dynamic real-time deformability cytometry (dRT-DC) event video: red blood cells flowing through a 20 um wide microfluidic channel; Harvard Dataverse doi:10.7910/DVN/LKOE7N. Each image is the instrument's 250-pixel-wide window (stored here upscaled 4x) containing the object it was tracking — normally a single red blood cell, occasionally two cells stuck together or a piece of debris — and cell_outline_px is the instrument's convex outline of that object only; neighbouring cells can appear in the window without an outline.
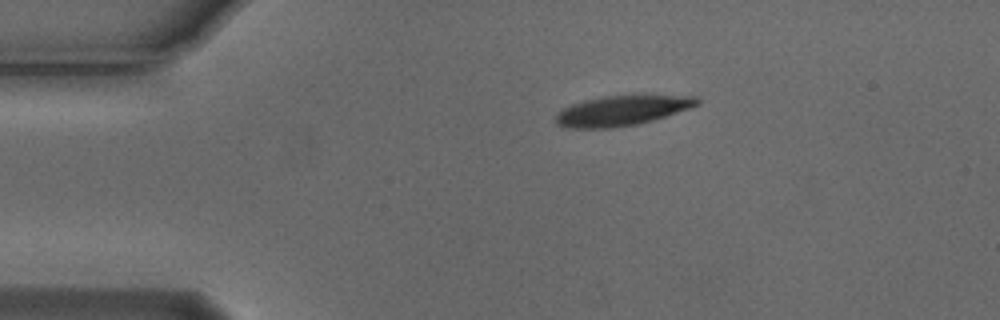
{"species": "Egyptian fruit bat (a non-hibernating species)", "species_latin": "Rousettus aegyptiacus", "temperature_condition": "cold", "stored_images_in_passage": 2, "camera_frame_rate_fps": 3000, "um_per_image_px": 0.085, "animal": {"sex": "male"}, "frame": {"image": 1, "passage_image": 1, "time_ms": 0.0, "image_size_px": [1000, 320], "cell_outline_px": [[700, 104], [652, 120], [636, 124], [608, 128], [572, 128], [556, 124], [556, 112], [560, 108], [584, 100], [600, 96], [644, 92], [696, 96], [700, 100]], "centroid_in_image_um": [52.9, 9.33], "position_along_channel_um": 32.1, "area_um2": 25.72}}